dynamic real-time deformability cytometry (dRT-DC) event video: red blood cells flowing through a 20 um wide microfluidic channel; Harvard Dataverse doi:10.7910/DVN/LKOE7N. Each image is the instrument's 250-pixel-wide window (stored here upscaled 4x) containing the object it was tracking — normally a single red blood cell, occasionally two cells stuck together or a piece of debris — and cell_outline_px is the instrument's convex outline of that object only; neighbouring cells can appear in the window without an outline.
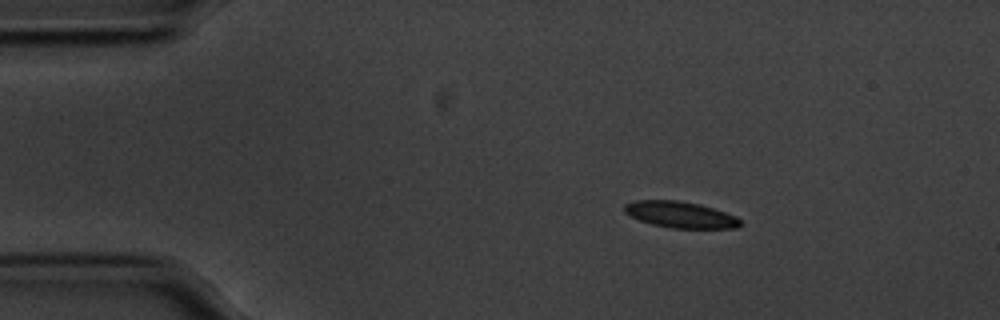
{"species": "common noctule bat (a hibernating species)", "species_latin": "Nyctalus noctula", "temperature_condition": "cold", "stored_images_in_passage": 48, "camera_frame_rate_fps": 3000, "um_per_image_px": 0.085, "animal": {"sex": "male", "body_mass_g": 20.1, "forearm_length_mm": 53.5}, "frame": {"image": 1, "passage_image": 1, "time_ms": 0.0, "image_size_px": [1000, 320], "cell_outline_px": [[740, 224], [736, 228], [672, 228], [652, 224], [640, 220], [624, 212], [624, 204], [636, 200], [676, 200], [700, 204], [736, 216], [740, 220]], "centroid_in_image_um": [57.81, 18.24], "position_along_channel_um": 27.2, "area_um2": 17.57}}
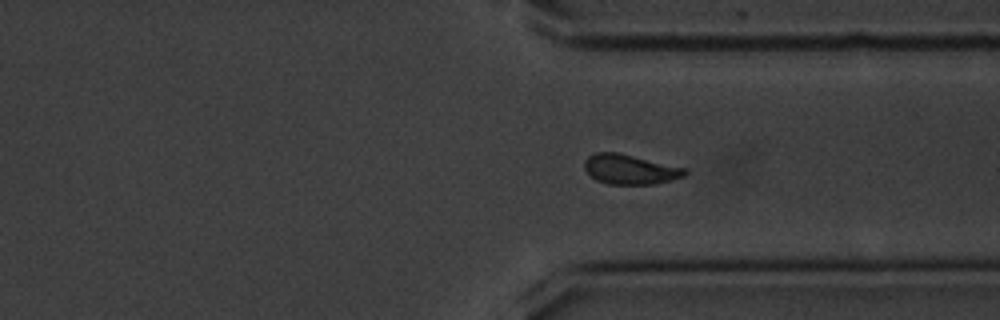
{"frame": {"image": 2, "passage_image": 34, "time_ms": 11.0, "image_size_px": [1000, 320], "cell_outline_px": [[688, 172], [684, 176], [652, 184], [608, 184], [596, 180], [584, 168], [584, 160], [588, 156], [596, 152], [616, 152], [688, 168]], "centroid_in_image_um": [53.55, 14.38], "position_along_channel_um": 357.9, "area_um2": 17.34}}
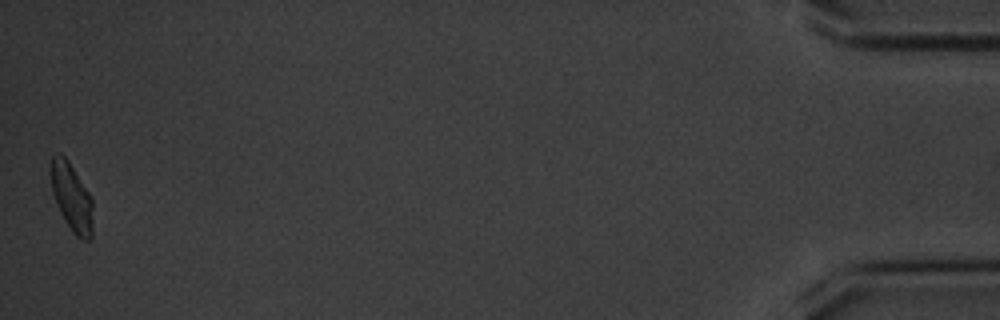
{"frame": {"image": 3, "passage_image": 48, "time_ms": 15.667, "image_size_px": [1000, 320], "cell_outline_px": [[92, 236], [88, 240], [84, 240], [76, 236], [72, 232], [64, 220], [56, 204], [52, 192], [52, 156], [56, 152], [60, 152], [68, 160], [92, 196]], "centroid_in_image_um": [6.11, 16.78], "position_along_channel_um": 429.1, "area_um2": 16.65}, "authors_computed_cell_mechanics": {"area_um2": 17.7157, "velocity_mm_per_s": 3.5314, "shape_relaxation_time_tau1_ms": 3.2628, "shape_relaxation_time_tau2_ms": 2.5341, "deformation_change_tau1": 0.1042, "deformation_change_tau2": 0.0755}}